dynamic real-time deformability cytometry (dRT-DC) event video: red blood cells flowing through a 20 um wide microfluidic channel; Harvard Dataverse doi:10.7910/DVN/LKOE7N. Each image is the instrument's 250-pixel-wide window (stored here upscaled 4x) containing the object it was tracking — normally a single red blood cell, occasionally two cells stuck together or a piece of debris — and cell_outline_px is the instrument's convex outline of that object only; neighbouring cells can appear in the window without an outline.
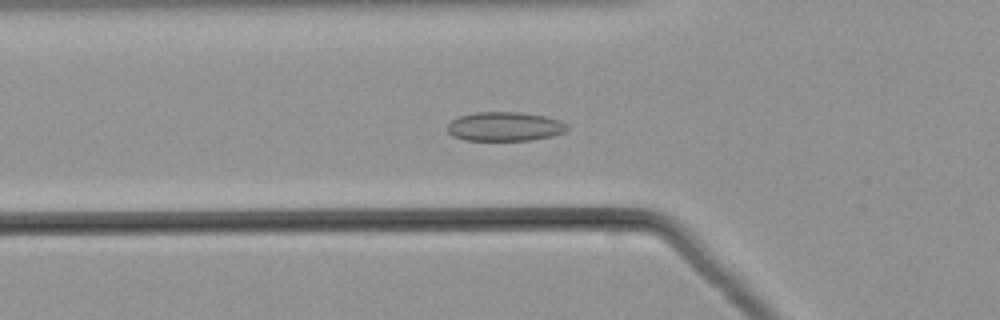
{"species": "common noctule bat (a hibernating species)", "species_latin": "Nyctalus noctula", "temperature_condition": "warm", "stored_images_in_passage": 53, "camera_frame_rate_fps": 3000, "um_per_image_px": 0.085, "animal": {"sex": "male", "body_mass_g": 21.5, "forearm_length_mm": 52.0}, "frame": {"image": 1, "passage_image": 19, "time_ms": 6.0, "image_size_px": [1000, 320], "cell_outline_px": [[568, 128], [564, 132], [552, 136], [532, 140], [464, 140], [452, 136], [448, 132], [448, 124], [452, 120], [460, 116], [476, 112], [520, 112], [544, 116], [560, 120], [568, 124]], "centroid_in_image_um": [42.92, 10.75], "position_along_channel_um": 82.9, "area_um2": 20.35}}
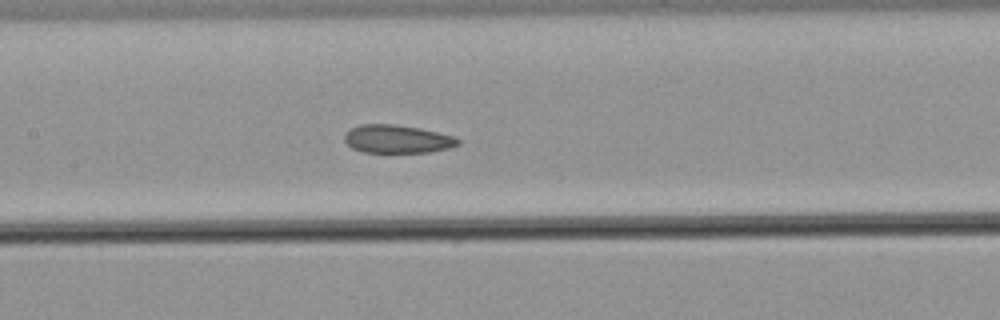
{"frame": {"image": 2, "passage_image": 26, "time_ms": 8.333, "image_size_px": [1000, 320], "cell_outline_px": [[460, 144], [448, 148], [428, 152], [364, 152], [352, 148], [344, 140], [344, 132], [360, 124], [392, 124], [420, 128], [456, 136], [460, 140]], "centroid_in_image_um": [33.77, 11.81], "position_along_channel_um": 173.6, "area_um2": 18.67}}
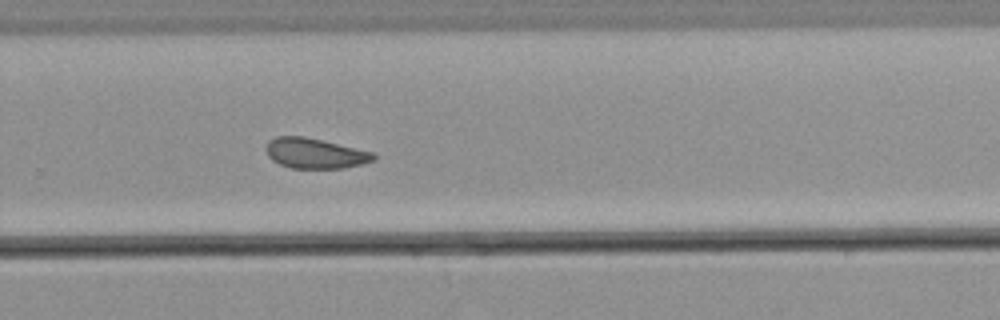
{"frame": {"image": 3, "passage_image": 36, "time_ms": 11.667, "image_size_px": [1000, 320], "cell_outline_px": [[376, 160], [344, 168], [292, 168], [280, 164], [272, 160], [268, 156], [264, 148], [268, 140], [276, 136], [304, 136], [372, 152], [376, 156]], "centroid_in_image_um": [26.72, 13.03], "position_along_channel_um": 303.1, "area_um2": 18.9}}